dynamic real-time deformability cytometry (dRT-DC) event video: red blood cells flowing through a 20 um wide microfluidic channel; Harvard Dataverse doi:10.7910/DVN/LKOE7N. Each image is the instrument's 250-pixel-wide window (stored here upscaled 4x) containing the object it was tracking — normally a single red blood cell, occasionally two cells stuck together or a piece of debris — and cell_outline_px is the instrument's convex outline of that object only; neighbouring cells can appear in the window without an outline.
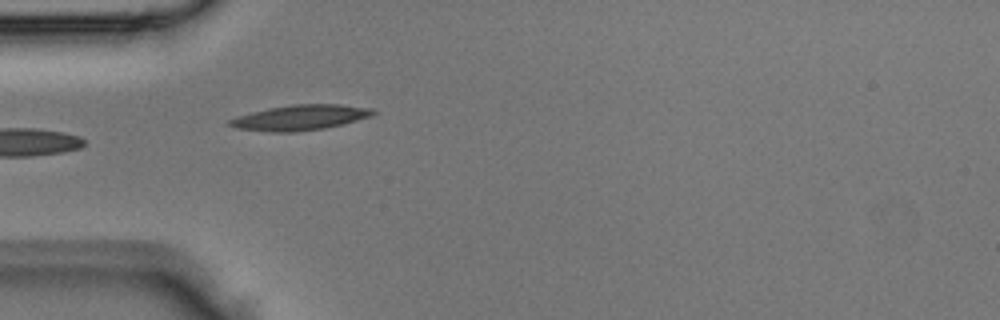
{"species": "Egyptian fruit bat (a non-hibernating species)", "species_latin": "Rousettus aegyptiacus", "temperature_condition": "room temperature", "stored_images_in_passage": 4, "camera_frame_rate_fps": 3000, "um_per_image_px": 0.085, "animal": {"sex": "male"}, "frame": {"image": 1, "passage_image": 4, "time_ms": 1.0, "image_size_px": [1000, 320], "cell_outline_px": [[376, 112], [372, 116], [344, 124], [324, 128], [296, 132], [272, 132], [236, 128], [228, 124], [228, 120], [236, 116], [252, 112], [292, 104], [340, 104], [372, 108]], "centroid_in_image_um": [25.54, 9.99], "position_along_channel_um": 59.5, "area_um2": 21.1}}